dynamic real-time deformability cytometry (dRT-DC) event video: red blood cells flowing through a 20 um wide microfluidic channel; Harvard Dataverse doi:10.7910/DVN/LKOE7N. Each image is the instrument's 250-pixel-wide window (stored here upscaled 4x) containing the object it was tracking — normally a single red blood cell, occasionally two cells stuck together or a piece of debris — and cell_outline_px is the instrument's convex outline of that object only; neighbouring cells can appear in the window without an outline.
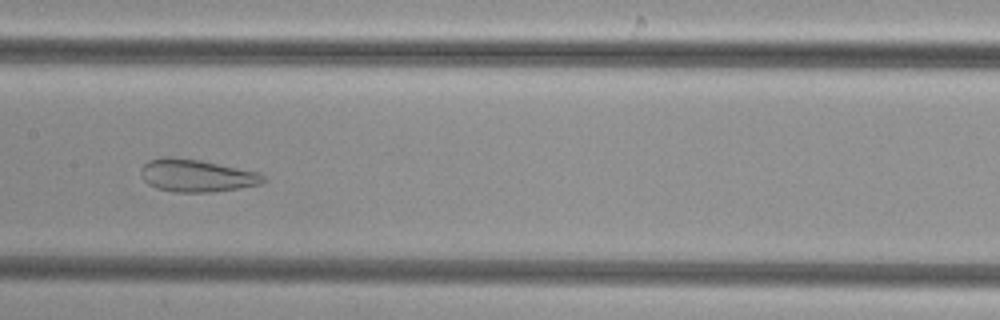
{"species": "common noctule bat (a hibernating species)", "species_latin": "Nyctalus noctula", "temperature_condition": "cold", "stored_images_in_passage": 49, "camera_frame_rate_fps": 3000, "um_per_image_px": 0.085, "animal": {"sex": "female", "body_mass_g": 29.2, "forearm_length_mm": 56.3}, "frame": {"image": 1, "passage_image": 24, "time_ms": 7.667, "image_size_px": [1000, 320], "cell_outline_px": [[268, 180], [264, 184], [240, 188], [208, 192], [172, 192], [156, 188], [148, 184], [144, 180], [140, 172], [140, 168], [148, 160], [160, 156], [172, 156], [200, 160], [260, 172]], "centroid_in_image_um": [16.72, 14.91], "position_along_channel_um": 190.7, "area_um2": 23.64}}
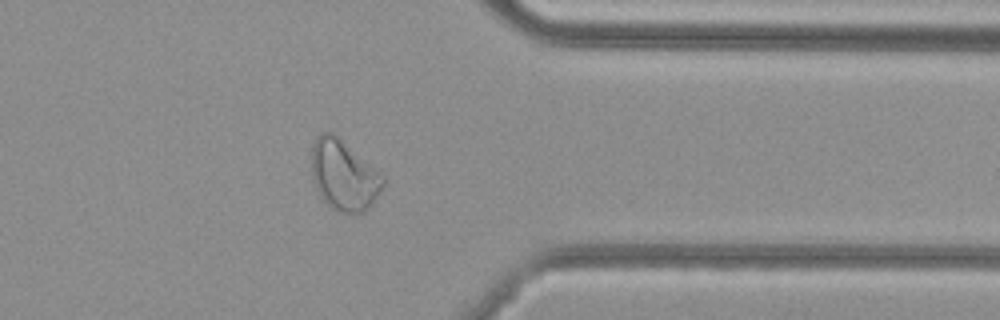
{"frame": {"image": 2, "passage_image": 39, "time_ms": 12.667, "image_size_px": [1000, 320], "cell_outline_px": [[384, 184], [380, 192], [372, 204], [364, 212], [356, 216], [336, 212], [320, 196], [316, 188], [312, 176], [312, 144], [316, 136], [320, 132], [332, 132], [376, 168], [384, 176]], "centroid_in_image_um": [29.23, 14.93], "position_along_channel_um": 382.2, "area_um2": 29.59}}
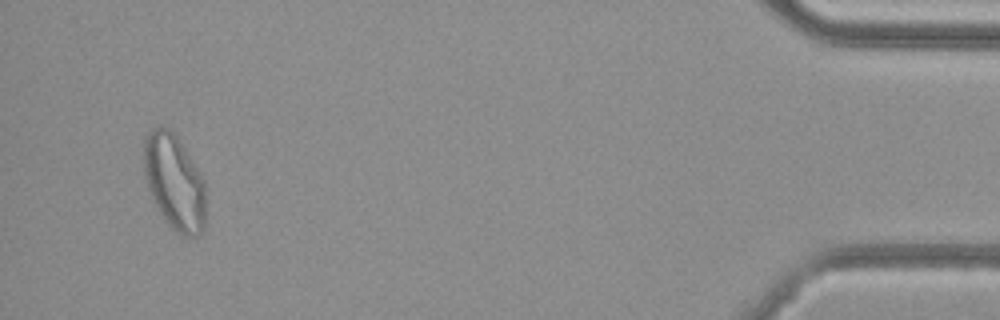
{"frame": {"image": 3, "passage_image": 47, "time_ms": 15.333, "image_size_px": [1000, 320], "cell_outline_px": [[204, 228], [196, 236], [184, 236], [172, 228], [164, 220], [152, 200], [144, 176], [144, 136], [160, 124], [168, 128], [176, 136], [200, 172], [204, 180]], "centroid_in_image_um": [14.79, 15.47], "position_along_channel_um": 420.4, "area_um2": 34.28}}